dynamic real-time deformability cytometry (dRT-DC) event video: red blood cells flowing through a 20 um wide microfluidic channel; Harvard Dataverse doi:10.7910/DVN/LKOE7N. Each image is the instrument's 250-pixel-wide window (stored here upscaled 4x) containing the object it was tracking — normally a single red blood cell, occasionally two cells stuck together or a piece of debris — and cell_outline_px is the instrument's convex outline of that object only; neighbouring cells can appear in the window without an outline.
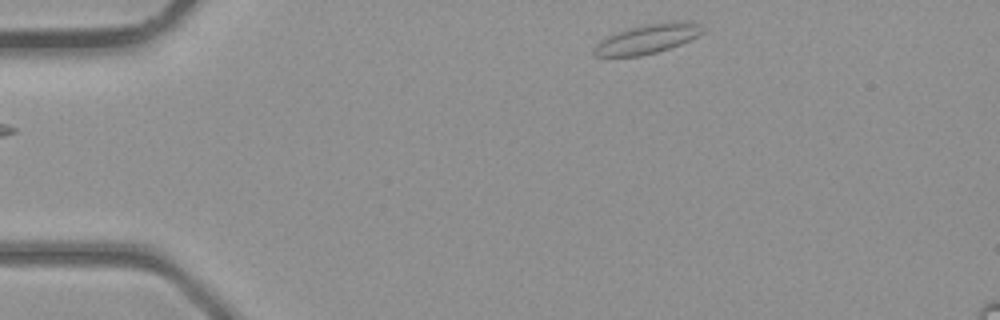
{"species": "common noctule bat (a hibernating species)", "species_latin": "Nyctalus noctula", "temperature_condition": "room temperature", "stored_images_in_passage": 34, "camera_frame_rate_fps": 3000, "um_per_image_px": 0.085, "animal": {"sex": "male", "body_mass_g": 23.1, "forearm_length_mm": 52.7}, "frame": {"image": 1, "passage_image": 1, "time_ms": 0.0, "image_size_px": [1000, 320], "cell_outline_px": [[704, 32], [680, 44], [656, 52], [640, 56], [596, 56], [592, 52], [596, 44], [608, 36], [632, 28], [648, 24], [676, 20], [684, 20], [700, 24]], "centroid_in_image_um": [55.06, 3.3], "position_along_channel_um": 29.9, "area_um2": 18.15}}
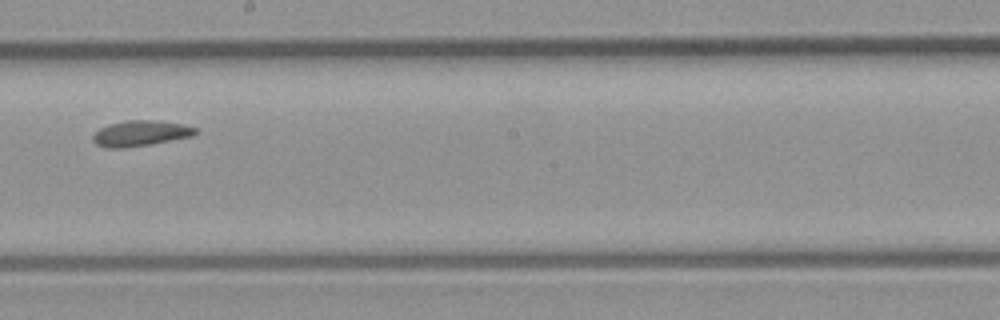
{"frame": {"image": 2, "passage_image": 17, "time_ms": 5.333, "image_size_px": [1000, 320], "cell_outline_px": [[200, 132], [192, 136], [148, 144], [124, 148], [108, 148], [96, 144], [92, 140], [92, 136], [100, 128], [108, 124], [128, 120], [152, 120], [184, 124], [200, 128]], "centroid_in_image_um": [11.98, 11.32], "position_along_channel_um": 236.2, "area_um2": 15.32}}
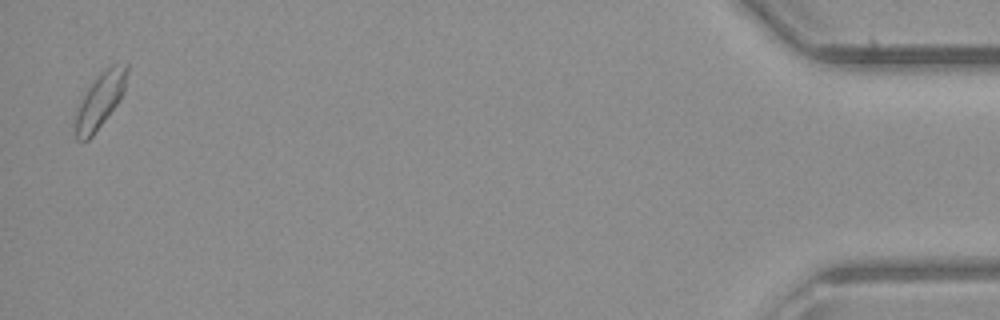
{"frame": {"image": 3, "passage_image": 34, "time_ms": 11.0, "image_size_px": [1000, 320], "cell_outline_px": [[128, 72], [124, 92], [120, 100], [92, 136], [88, 140], [76, 140], [76, 116], [84, 92], [112, 64], [128, 64]], "centroid_in_image_um": [8.54, 8.54], "position_along_channel_um": 426.7, "area_um2": 15.95}}